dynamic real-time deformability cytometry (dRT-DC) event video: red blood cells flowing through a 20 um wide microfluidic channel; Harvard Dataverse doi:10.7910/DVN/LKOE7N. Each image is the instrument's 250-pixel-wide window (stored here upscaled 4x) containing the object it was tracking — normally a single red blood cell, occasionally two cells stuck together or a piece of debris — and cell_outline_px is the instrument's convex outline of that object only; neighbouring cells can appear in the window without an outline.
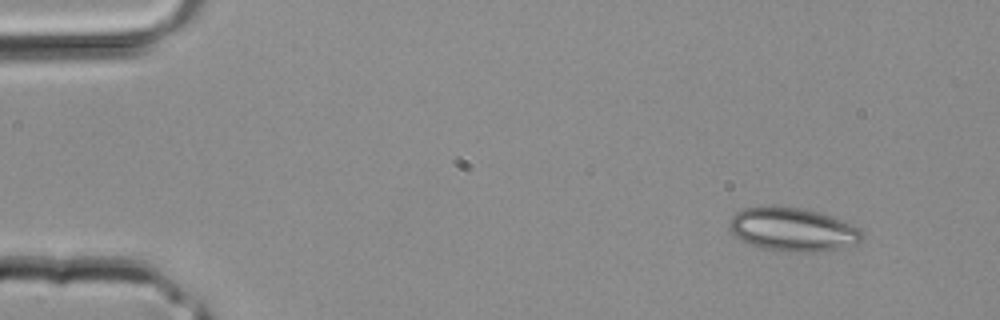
{"species": "common noctule bat (a hibernating species)", "species_latin": "Nyctalus noctula", "temperature_condition": "room temperature", "stored_images_in_passage": 4, "camera_frame_rate_fps": 3000, "um_per_image_px": 0.085, "animal": {"sex": "male", "body_mass_g": 20.4}, "frame": {"image": 1, "passage_image": 1, "time_ms": 0.0, "image_size_px": [1000, 320], "cell_outline_px": [[864, 236], [856, 244], [840, 248], [816, 252], [792, 252], [760, 248], [740, 240], [732, 236], [728, 228], [732, 216], [736, 212], [744, 208], [796, 208], [816, 212], [840, 220], [860, 228], [864, 232]], "centroid_in_image_um": [67.36, 19.55], "position_along_channel_um": 17.6, "area_um2": 33.18}}